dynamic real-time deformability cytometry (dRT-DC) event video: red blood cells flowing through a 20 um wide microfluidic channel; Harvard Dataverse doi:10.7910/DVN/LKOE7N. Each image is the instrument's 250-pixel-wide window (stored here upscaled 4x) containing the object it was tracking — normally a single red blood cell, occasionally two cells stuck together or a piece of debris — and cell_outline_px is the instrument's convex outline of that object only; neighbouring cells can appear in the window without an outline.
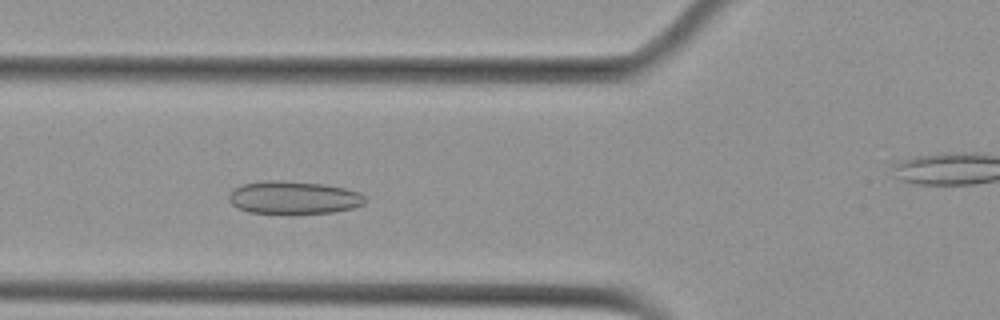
{"species": "Egyptian fruit bat (a non-hibernating species)", "species_latin": "Rousettus aegyptiacus", "temperature_condition": "cold", "stored_images_in_passage": 49, "camera_frame_rate_fps": 3000, "um_per_image_px": 0.085, "animal": {"sex": "female"}, "frame": {"image": 1, "passage_image": 14, "time_ms": 4.333, "image_size_px": [1000, 320], "cell_outline_px": [[364, 204], [352, 208], [332, 212], [248, 212], [236, 208], [228, 200], [228, 196], [232, 188], [244, 184], [268, 180], [284, 180], [320, 184], [344, 188], [360, 192], [364, 196]], "centroid_in_image_um": [24.91, 16.77], "position_along_channel_um": 100.9, "area_um2": 25.66}}
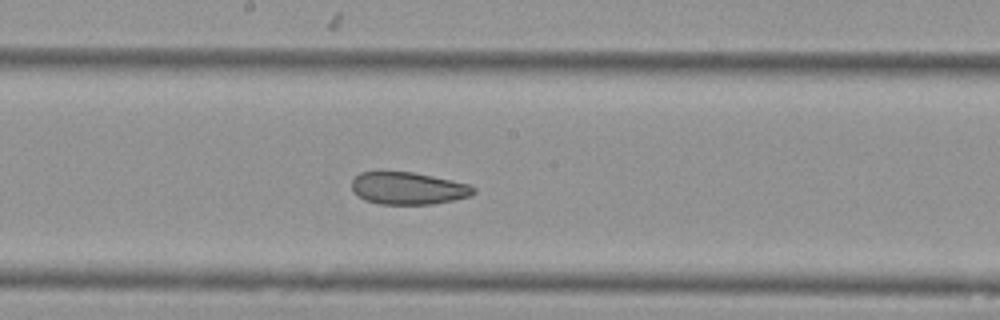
{"frame": {"image": 2, "passage_image": 23, "time_ms": 7.333, "image_size_px": [1000, 320], "cell_outline_px": [[476, 192], [468, 196], [452, 200], [432, 204], [376, 204], [364, 200], [352, 188], [352, 180], [360, 172], [412, 172], [432, 176], [468, 184], [476, 188]], "centroid_in_image_um": [34.68, 16.01], "position_along_channel_um": 213.5, "area_um2": 22.66}}
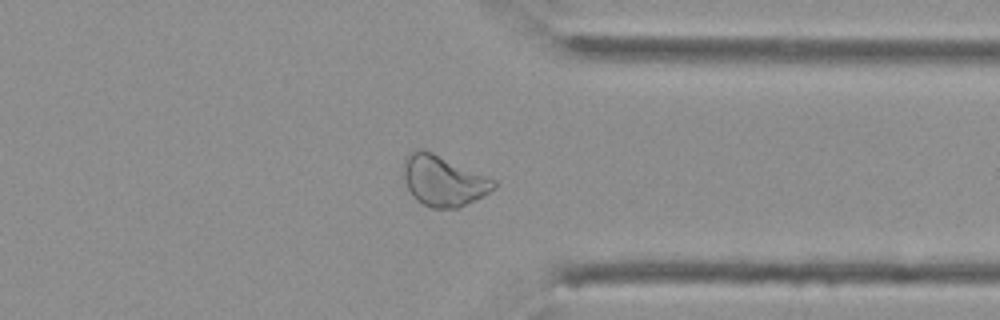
{"frame": {"image": 3, "passage_image": 36, "time_ms": 11.667, "image_size_px": [1000, 320], "cell_outline_px": [[496, 188], [476, 200], [456, 208], [432, 208], [416, 200], [412, 196], [408, 188], [404, 176], [404, 160], [408, 152], [420, 148], [432, 152], [496, 180]], "centroid_in_image_um": [37.68, 15.36], "position_along_channel_um": 373.7, "area_um2": 26.41}, "authors_computed_cell_mechanics": {"area_um2": 26.4146, "velocity_mm_per_s": 3.7641, "shape_relaxation_time_tau1_ms": null, "shape_relaxation_time_tau2_ms": 3.6478, "deformation_change_tau1": null, "deformation_change_tau2": 0.0742}}